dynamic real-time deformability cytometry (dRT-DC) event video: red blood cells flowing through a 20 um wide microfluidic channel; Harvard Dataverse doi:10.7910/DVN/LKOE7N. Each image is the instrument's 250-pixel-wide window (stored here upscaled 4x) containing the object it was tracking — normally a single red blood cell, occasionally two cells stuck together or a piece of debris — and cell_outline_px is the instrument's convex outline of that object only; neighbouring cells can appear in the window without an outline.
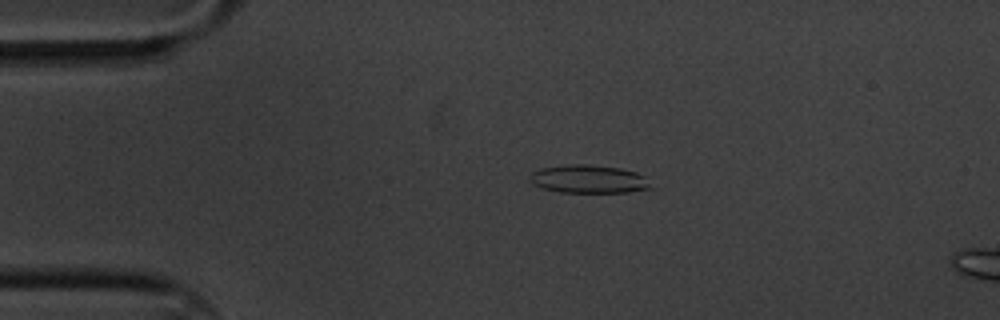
{"species": "common noctule bat (a hibernating species)", "species_latin": "Nyctalus noctula", "temperature_condition": "cold", "stored_images_in_passage": 16, "camera_frame_rate_fps": 3000, "um_per_image_px": 0.085, "animal": {"sex": "male", "body_mass_g": 20.1, "forearm_length_mm": 53.5}, "frame": {"image": 1, "passage_image": 12, "time_ms": 3.667, "image_size_px": [1000, 320], "cell_outline_px": [[656, 188], [628, 192], [560, 192], [544, 188], [532, 184], [528, 180], [532, 172], [540, 168], [568, 164], [588, 164], [620, 168], [636, 172], [644, 176]], "centroid_in_image_um": [50.06, 15.22], "position_along_channel_um": 34.9, "area_um2": 20.06}}